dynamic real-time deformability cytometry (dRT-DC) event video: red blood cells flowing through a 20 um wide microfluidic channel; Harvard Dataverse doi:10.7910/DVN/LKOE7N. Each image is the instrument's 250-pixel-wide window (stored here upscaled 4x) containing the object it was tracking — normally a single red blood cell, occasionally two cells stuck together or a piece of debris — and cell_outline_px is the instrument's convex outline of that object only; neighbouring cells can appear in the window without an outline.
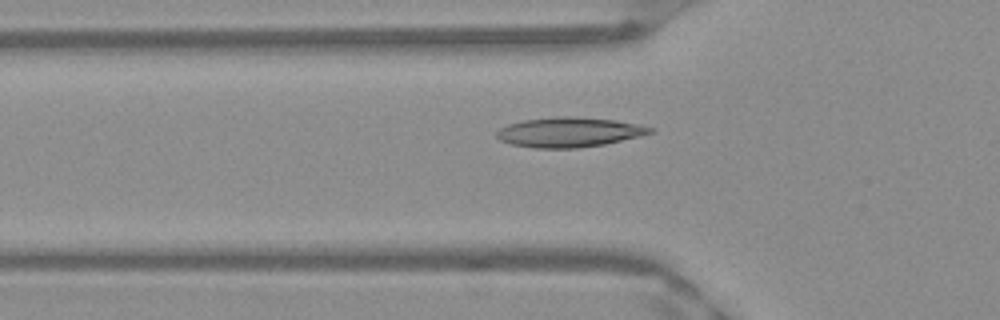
{"species": "Egyptian fruit bat (a non-hibernating species)", "species_latin": "Rousettus aegyptiacus", "temperature_condition": "warm", "stored_images_in_passage": 51, "camera_frame_rate_fps": 3000, "um_per_image_px": 0.085, "frame": {"image": 1, "passage_image": 17, "time_ms": 5.333, "image_size_px": [1000, 320], "cell_outline_px": [[652, 132], [640, 136], [604, 144], [580, 148], [532, 148], [512, 144], [500, 140], [496, 136], [496, 132], [500, 128], [508, 124], [524, 120], [556, 116], [576, 116], [616, 120], [636, 124], [652, 128]], "centroid_in_image_um": [48.34, 11.23], "position_along_channel_um": 77.5, "area_um2": 26.59}}
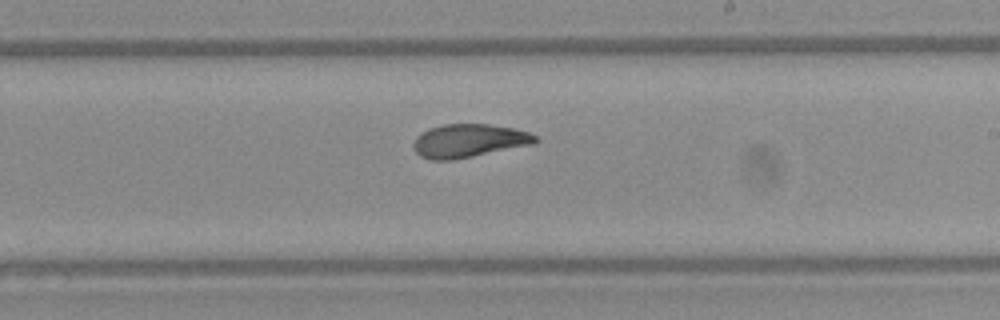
{"frame": {"image": 2, "passage_image": 30, "time_ms": 9.667, "image_size_px": [1000, 320], "cell_outline_px": [[540, 140], [532, 144], [452, 160], [432, 160], [420, 156], [412, 148], [412, 144], [416, 136], [428, 128], [444, 124], [488, 124], [512, 128], [528, 132], [536, 136]], "centroid_in_image_um": [39.8, 11.96], "position_along_channel_um": 249.2, "area_um2": 23.58}}
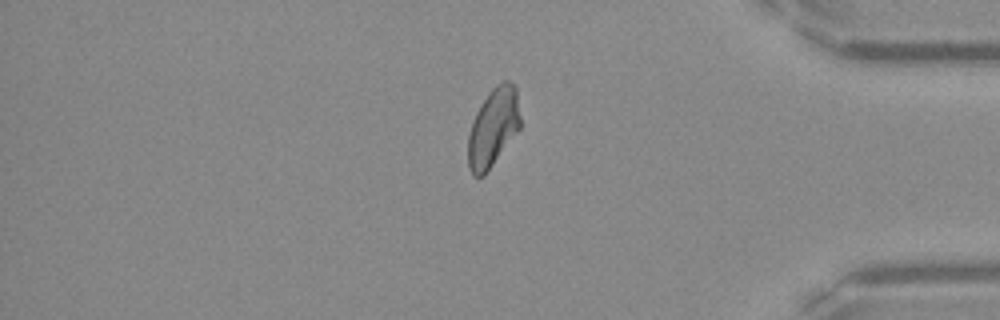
{"frame": {"image": 3, "passage_image": 43, "time_ms": 14.0, "image_size_px": [1000, 320], "cell_outline_px": [[520, 128], [484, 176], [472, 176], [468, 168], [468, 136], [472, 120], [476, 112], [488, 92], [496, 84], [504, 80], [508, 80], [516, 84], [520, 116]], "centroid_in_image_um": [41.91, 10.81], "position_along_channel_um": 393.3, "area_um2": 24.1}, "authors_computed_cell_mechanics": {"area_um2": 24.1026, "velocity_mm_per_s": 3.9408, "shape_relaxation_time_tau1_ms": 6.1036, "shape_relaxation_time_tau2_ms": 1.6065, "deformation_change_tau1": 0.1788, "deformation_change_tau2": 0.067}}